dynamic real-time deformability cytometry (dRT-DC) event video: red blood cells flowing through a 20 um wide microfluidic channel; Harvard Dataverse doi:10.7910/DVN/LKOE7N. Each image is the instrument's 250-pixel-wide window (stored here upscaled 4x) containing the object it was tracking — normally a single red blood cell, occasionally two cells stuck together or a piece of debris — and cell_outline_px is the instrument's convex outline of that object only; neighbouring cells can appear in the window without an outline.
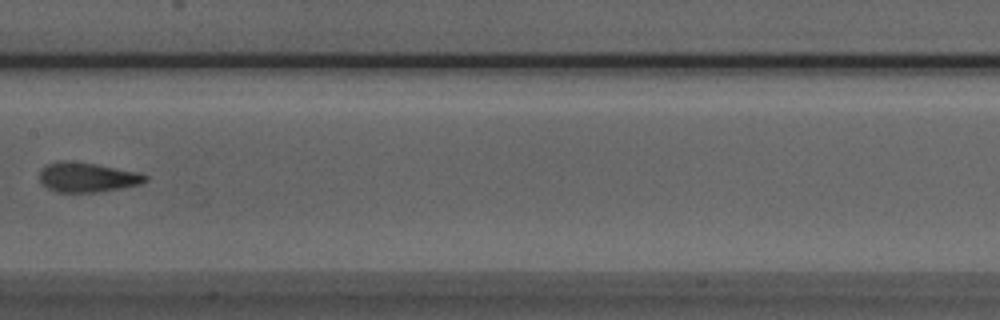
{"species": "Egyptian fruit bat (a non-hibernating species)", "species_latin": "Rousettus aegyptiacus", "temperature_condition": "room temperature", "stored_images_in_passage": 8, "camera_frame_rate_fps": 3000, "um_per_image_px": 0.085, "animal": {"sex": "male"}, "frame": {"image": 1, "passage_image": 7, "time_ms": 2.0, "image_size_px": [1000, 320], "cell_outline_px": [[148, 180], [140, 184], [120, 188], [96, 192], [56, 192], [40, 184], [40, 168], [56, 160], [64, 160], [96, 164], [140, 172], [148, 176]], "centroid_in_image_um": [7.39, 15.06], "position_along_channel_um": 200.0, "area_um2": 18.44}}
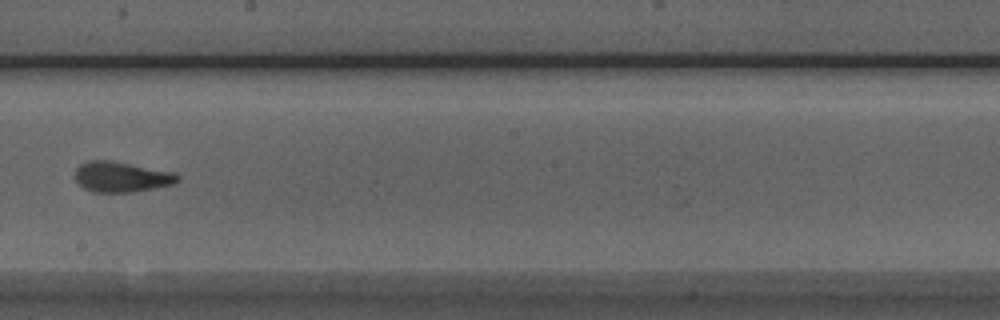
{"frame": {"image": 2, "passage_image": 8, "time_ms": 2.333, "image_size_px": [1000, 320], "cell_outline_px": [[180, 180], [172, 184], [132, 192], [92, 192], [84, 188], [76, 180], [76, 168], [80, 164], [88, 160], [112, 160], [172, 172], [180, 176]], "centroid_in_image_um": [10.3, 15.02], "position_along_channel_um": 237.9, "area_um2": 18.03}}